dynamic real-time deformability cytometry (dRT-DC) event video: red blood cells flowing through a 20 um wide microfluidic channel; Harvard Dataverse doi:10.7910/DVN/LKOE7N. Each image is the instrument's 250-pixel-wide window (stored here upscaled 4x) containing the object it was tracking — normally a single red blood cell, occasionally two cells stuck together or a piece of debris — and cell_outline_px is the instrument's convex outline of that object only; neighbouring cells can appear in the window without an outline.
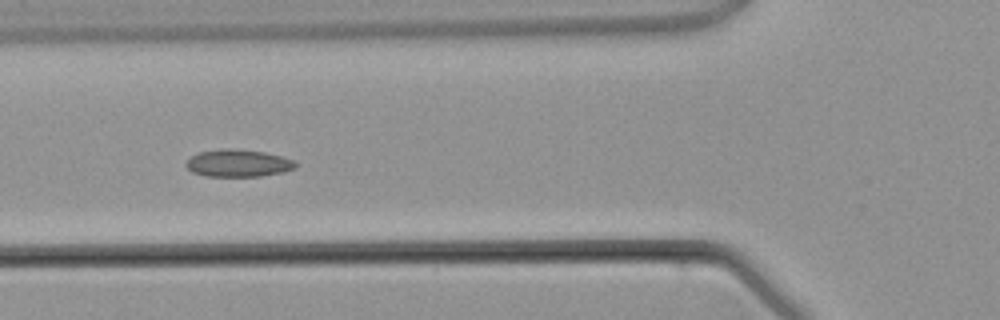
{"species": "common noctule bat (a hibernating species)", "species_latin": "Nyctalus noctula", "temperature_condition": "warm", "stored_images_in_passage": 4, "camera_frame_rate_fps": 3000, "um_per_image_px": 0.085, "animal": {"sex": "male", "body_mass_g": 21.5, "forearm_length_mm": 52.0}, "frame": {"image": 1, "passage_image": 4, "time_ms": 4.667, "image_size_px": [1000, 320], "cell_outline_px": [[296, 168], [284, 172], [260, 176], [204, 176], [192, 172], [184, 164], [192, 156], [200, 152], [220, 148], [228, 148], [264, 152], [296, 160]], "centroid_in_image_um": [20.25, 13.87], "position_along_channel_um": 105.5, "area_um2": 17.46}}